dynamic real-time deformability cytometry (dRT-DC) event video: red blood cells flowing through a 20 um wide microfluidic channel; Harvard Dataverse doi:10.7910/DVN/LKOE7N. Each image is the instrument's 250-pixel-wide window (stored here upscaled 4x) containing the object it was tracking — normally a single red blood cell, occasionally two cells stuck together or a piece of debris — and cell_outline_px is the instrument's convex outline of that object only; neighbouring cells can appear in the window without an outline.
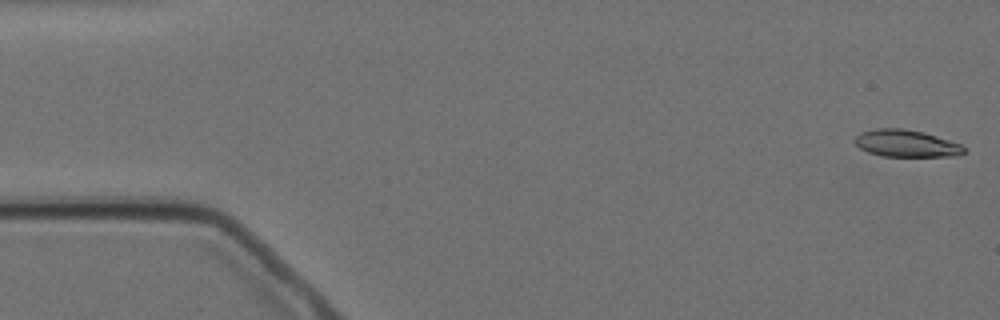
{"species": "Egyptian fruit bat (a non-hibernating species)", "species_latin": "Rousettus aegyptiacus", "temperature_condition": "cold", "stored_images_in_passage": 5, "camera_frame_rate_fps": 3000, "um_per_image_px": 0.085, "animal": {"sex": "female"}, "frame": {"image": 1, "passage_image": 1, "time_ms": 0.0, "image_size_px": [1000, 320], "cell_outline_px": [[964, 152], [960, 156], [880, 156], [868, 152], [860, 148], [852, 140], [860, 132], [876, 128], [904, 128], [924, 132], [960, 144], [964, 148]], "centroid_in_image_um": [76.99, 12.19], "position_along_channel_um": 8.0, "area_um2": 17.28}}
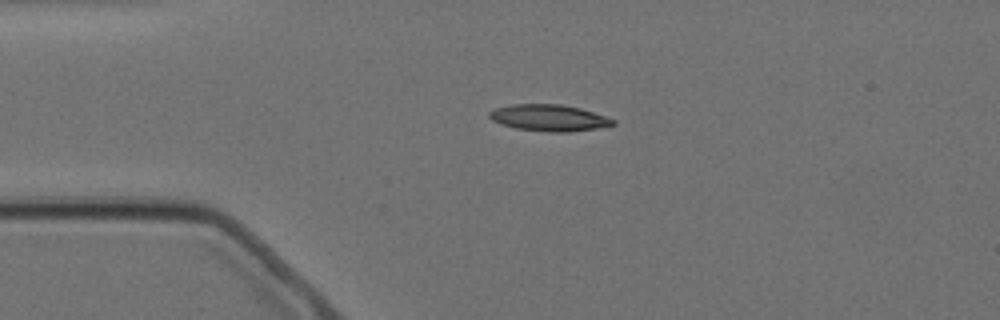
{"frame": {"image": 2, "passage_image": 4, "time_ms": 3.667, "image_size_px": [1000, 320], "cell_outline_px": [[616, 124], [596, 128], [568, 132], [548, 132], [516, 128], [500, 124], [492, 120], [488, 116], [488, 112], [496, 108], [512, 104], [560, 104], [580, 108], [616, 120]], "centroid_in_image_um": [46.63, 10.01], "position_along_channel_um": 38.4, "area_um2": 19.02}}